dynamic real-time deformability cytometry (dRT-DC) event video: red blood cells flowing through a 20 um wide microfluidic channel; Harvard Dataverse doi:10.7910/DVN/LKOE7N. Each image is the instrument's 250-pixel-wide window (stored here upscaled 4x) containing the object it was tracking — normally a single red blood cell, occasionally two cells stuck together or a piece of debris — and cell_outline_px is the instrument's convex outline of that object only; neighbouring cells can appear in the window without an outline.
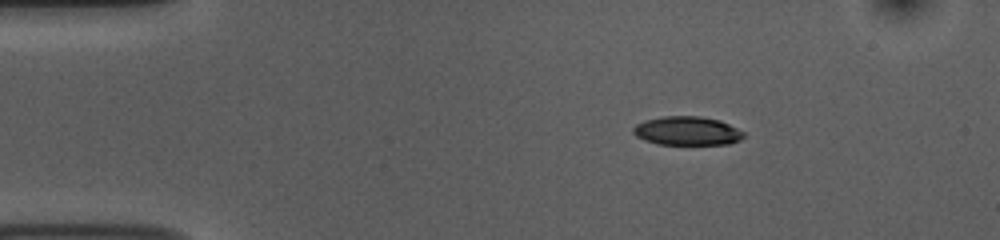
{"species": "common noctule bat (a hibernating species)", "species_latin": "Nyctalus noctula", "temperature_condition": "room temperature", "stored_images_in_passage": 8, "camera_frame_rate_fps": 3000, "um_per_image_px": 0.085, "animal": {"sex": "female", "body_mass_g": 10.0, "forearm_length_mm": 53.1}, "frame": {"image": 1, "passage_image": 1, "time_ms": 0.0, "image_size_px": [1000, 240], "cell_outline_px": [[744, 136], [740, 140], [728, 144], [660, 144], [644, 140], [636, 136], [632, 132], [632, 128], [636, 124], [648, 120], [664, 116], [700, 116], [720, 120], [744, 132]], "centroid_in_image_um": [58.41, 11.12], "position_along_channel_um": 26.6, "area_um2": 18.38}}